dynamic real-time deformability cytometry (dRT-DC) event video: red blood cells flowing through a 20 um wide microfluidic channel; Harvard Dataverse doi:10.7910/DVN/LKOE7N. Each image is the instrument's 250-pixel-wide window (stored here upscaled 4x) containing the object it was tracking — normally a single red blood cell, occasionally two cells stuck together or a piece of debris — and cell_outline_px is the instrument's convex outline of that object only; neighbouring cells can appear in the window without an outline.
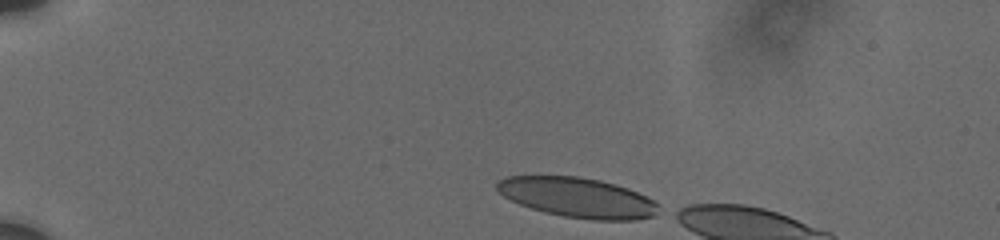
{"species": "human", "species_latin": "Homo sapiens", "temperature_condition": "cold", "stored_images_in_passage": 11, "camera_frame_rate_fps": 3000, "um_per_image_px": 0.085, "donor": {"sex": "male"}, "frame": {"image": 1, "passage_image": 1, "time_ms": 0.0, "image_size_px": [1000, 240], "cell_outline_px": [[660, 212], [652, 216], [636, 220], [592, 220], [564, 216], [544, 212], [520, 204], [504, 196], [496, 188], [496, 184], [500, 180], [508, 176], [576, 176], [600, 180], [628, 188], [652, 200], [656, 204]], "centroid_in_image_um": [49.1, 16.79], "position_along_channel_um": 35.9, "area_um2": 37.22}}